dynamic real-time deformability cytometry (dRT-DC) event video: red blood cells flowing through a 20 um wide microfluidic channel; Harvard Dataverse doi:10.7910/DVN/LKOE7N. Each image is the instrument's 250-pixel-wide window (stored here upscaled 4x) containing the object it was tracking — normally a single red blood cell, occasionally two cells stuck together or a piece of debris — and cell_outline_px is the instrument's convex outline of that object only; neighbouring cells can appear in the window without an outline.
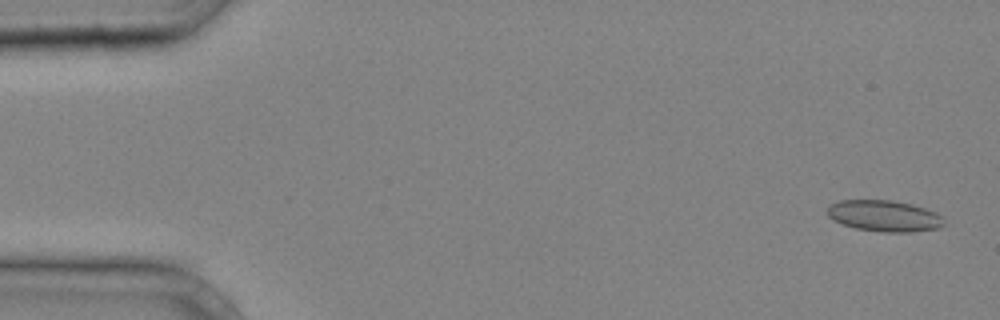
{"species": "common noctule bat (a hibernating species)", "species_latin": "Nyctalus noctula", "temperature_condition": "cold", "stored_images_in_passage": 39, "camera_frame_rate_fps": 3000, "um_per_image_px": 0.085, "animal": {"sex": "male", "body_mass_g": 20.4}, "frame": {"image": 1, "passage_image": 1, "time_ms": 0.0, "image_size_px": [1000, 320], "cell_outline_px": [[944, 224], [940, 228], [912, 232], [884, 232], [856, 228], [844, 224], [828, 216], [828, 204], [840, 200], [892, 200], [912, 204], [936, 212], [944, 216]], "centroid_in_image_um": [75.21, 18.34], "position_along_channel_um": 9.8, "area_um2": 21.27}}
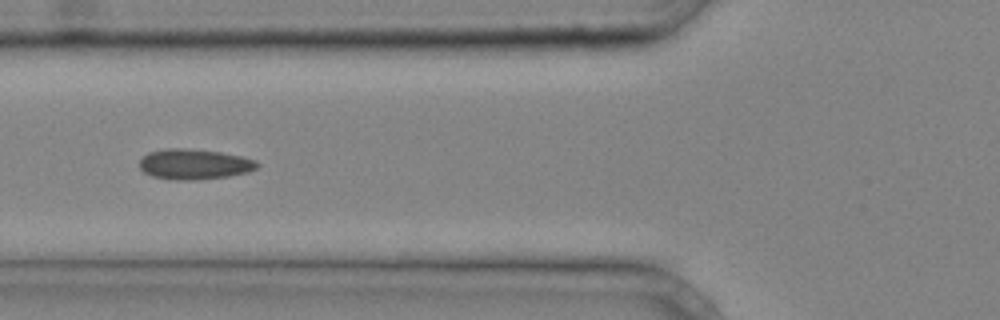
{"frame": {"image": 2, "passage_image": 15, "time_ms": 4.667, "image_size_px": [1000, 320], "cell_outline_px": [[260, 164], [256, 168], [248, 172], [228, 176], [196, 180], [176, 180], [152, 176], [144, 172], [140, 168], [140, 160], [148, 152], [164, 148], [184, 148], [220, 152], [240, 156], [256, 160]], "centroid_in_image_um": [16.51, 13.95], "position_along_channel_um": 109.3, "area_um2": 20.81}}
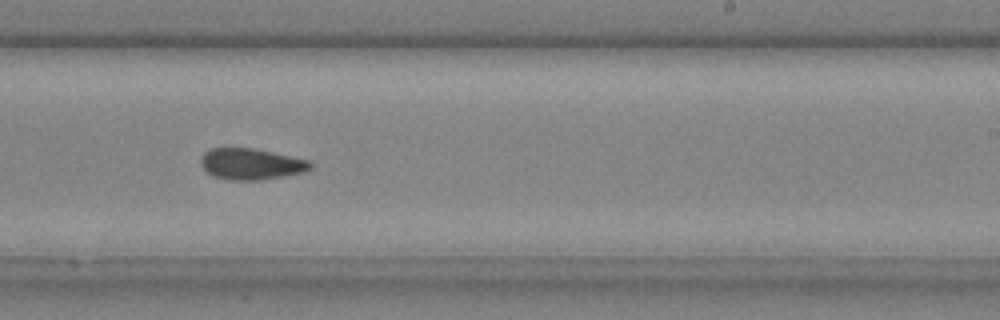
{"frame": {"image": 3, "passage_image": 25, "time_ms": 8.0, "image_size_px": [1000, 320], "cell_outline_px": [[312, 168], [304, 172], [284, 176], [260, 180], [228, 180], [212, 176], [200, 164], [200, 156], [204, 152], [212, 148], [256, 148], [308, 160], [312, 164]], "centroid_in_image_um": [21.32, 13.94], "position_along_channel_um": 267.7, "area_um2": 20.06}}